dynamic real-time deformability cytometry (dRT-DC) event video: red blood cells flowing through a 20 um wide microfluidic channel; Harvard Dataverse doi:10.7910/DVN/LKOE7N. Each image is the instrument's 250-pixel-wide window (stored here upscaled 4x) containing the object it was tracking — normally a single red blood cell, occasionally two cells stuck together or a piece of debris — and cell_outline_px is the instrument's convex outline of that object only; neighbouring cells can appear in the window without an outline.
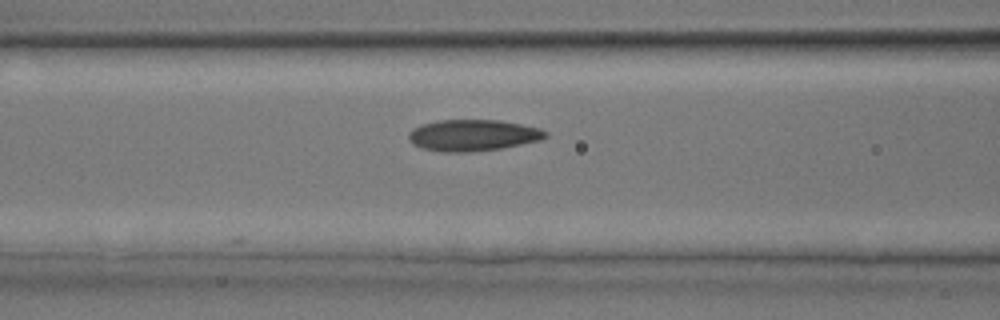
{"species": "common noctule bat (a hibernating species)", "species_latin": "Nyctalus noctula", "temperature_condition": "room temperature", "stored_images_in_passage": 20, "camera_frame_rate_fps": 3000, "um_per_image_px": 0.085, "animal": {"sex": "male", "body_mass_g": 17.9, "forearm_length_mm": 54.2}, "frame": {"image": 1, "passage_image": 4, "time_ms": 1.0, "image_size_px": [1000, 320], "cell_outline_px": [[548, 136], [540, 140], [500, 148], [472, 152], [444, 152], [420, 148], [412, 144], [408, 140], [408, 132], [412, 128], [420, 124], [440, 120], [500, 120], [540, 128], [548, 132]], "centroid_in_image_um": [40.15, 11.5], "position_along_channel_um": 126.5, "area_um2": 25.2}}
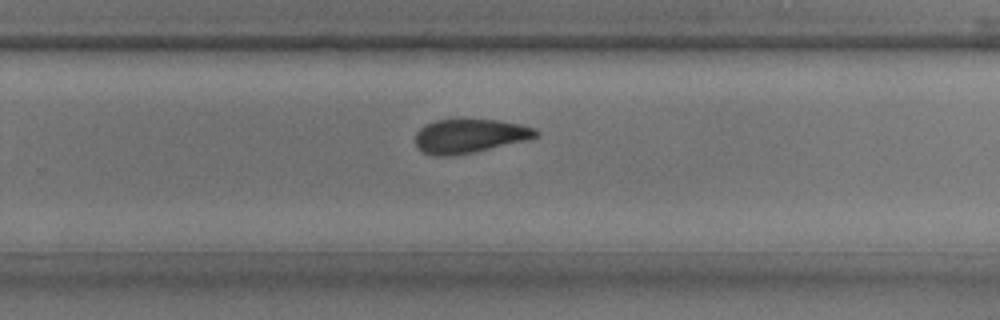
{"frame": {"image": 2, "passage_image": 12, "time_ms": 3.667, "image_size_px": [1000, 320], "cell_outline_px": [[540, 136], [524, 140], [472, 152], [452, 156], [436, 156], [424, 152], [416, 148], [416, 132], [424, 124], [436, 120], [496, 120], [520, 124], [536, 128], [540, 132]], "centroid_in_image_um": [39.9, 11.55], "position_along_channel_um": 289.9, "area_um2": 23.64}}
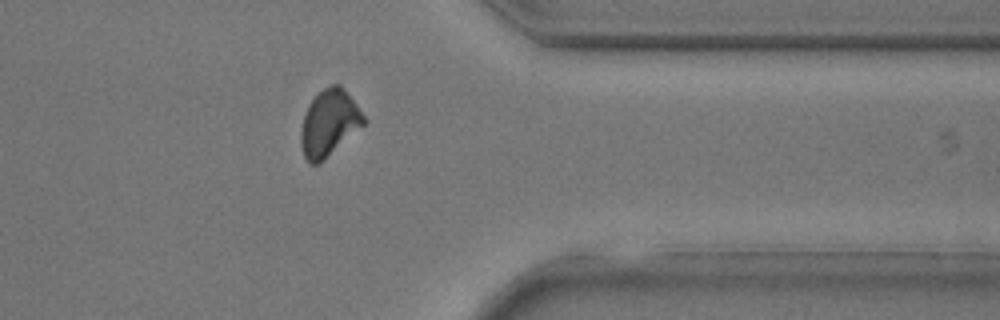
{"frame": {"image": 3, "passage_image": 17, "time_ms": 5.333, "image_size_px": [1000, 320], "cell_outline_px": [[368, 120], [364, 124], [324, 160], [316, 164], [308, 164], [304, 156], [300, 144], [300, 132], [304, 116], [308, 104], [324, 88], [332, 84], [340, 84], [356, 104]], "centroid_in_image_um": [27.96, 10.47], "position_along_channel_um": 383.4, "area_um2": 24.1}}